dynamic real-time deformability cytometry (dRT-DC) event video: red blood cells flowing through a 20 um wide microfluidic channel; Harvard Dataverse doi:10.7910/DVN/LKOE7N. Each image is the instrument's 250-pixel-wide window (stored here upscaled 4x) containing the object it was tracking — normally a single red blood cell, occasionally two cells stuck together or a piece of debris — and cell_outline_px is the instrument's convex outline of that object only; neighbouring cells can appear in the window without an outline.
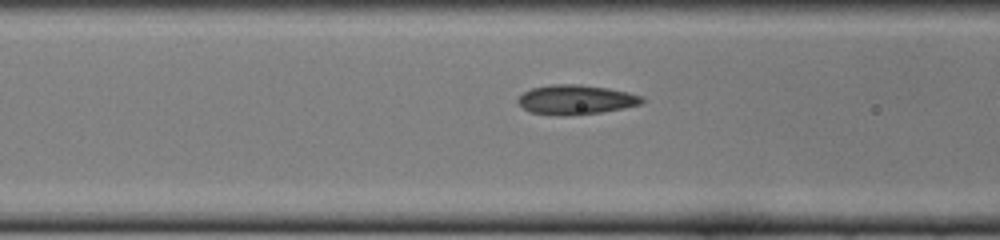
{"species": "common noctule bat (a hibernating species)", "species_latin": "Nyctalus noctula", "temperature_condition": "cold", "stored_images_in_passage": 9, "camera_frame_rate_fps": 3000, "um_per_image_px": 0.085, "animal": {"sex": "female", "body_mass_g": 22.0, "forearm_length_mm": 56.7}, "frame": {"image": 1, "passage_image": 8, "time_ms": 2.333, "image_size_px": [1000, 240], "cell_outline_px": [[644, 100], [640, 104], [624, 108], [600, 112], [564, 116], [556, 116], [528, 112], [516, 100], [524, 92], [532, 88], [552, 84], [580, 84], [608, 88], [628, 92], [644, 96]], "centroid_in_image_um": [48.94, 8.47], "position_along_channel_um": 117.7, "area_um2": 21.44}}